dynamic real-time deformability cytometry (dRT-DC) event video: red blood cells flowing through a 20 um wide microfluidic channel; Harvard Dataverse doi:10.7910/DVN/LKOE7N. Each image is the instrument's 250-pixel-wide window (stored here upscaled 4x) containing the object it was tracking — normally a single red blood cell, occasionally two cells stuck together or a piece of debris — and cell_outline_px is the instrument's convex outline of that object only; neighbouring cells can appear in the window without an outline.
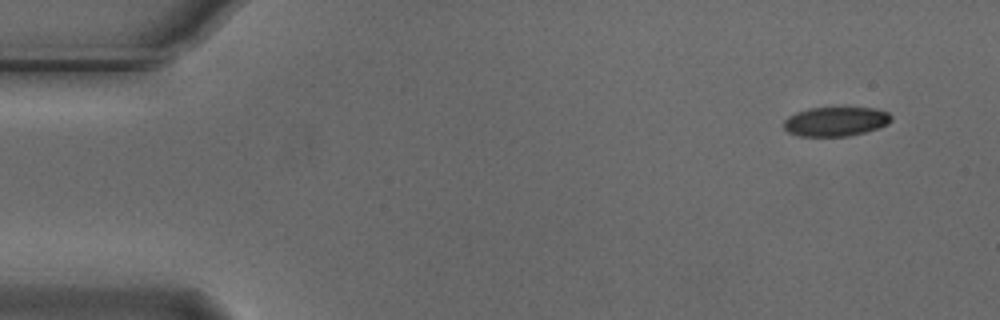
{"species": "Egyptian fruit bat (a non-hibernating species)", "species_latin": "Rousettus aegyptiacus", "temperature_condition": "cold", "stored_images_in_passage": 52, "camera_frame_rate_fps": 3000, "um_per_image_px": 0.085, "animal": {"sex": "male"}, "frame": {"image": 1, "passage_image": 1, "time_ms": 0.0, "image_size_px": [1000, 320], "cell_outline_px": [[892, 120], [888, 124], [864, 132], [848, 136], [800, 136], [788, 132], [784, 128], [784, 120], [788, 116], [796, 112], [808, 108], [872, 108], [888, 112], [892, 116]], "centroid_in_image_um": [71.02, 10.32], "position_along_channel_um": 14.0, "area_um2": 18.26}}
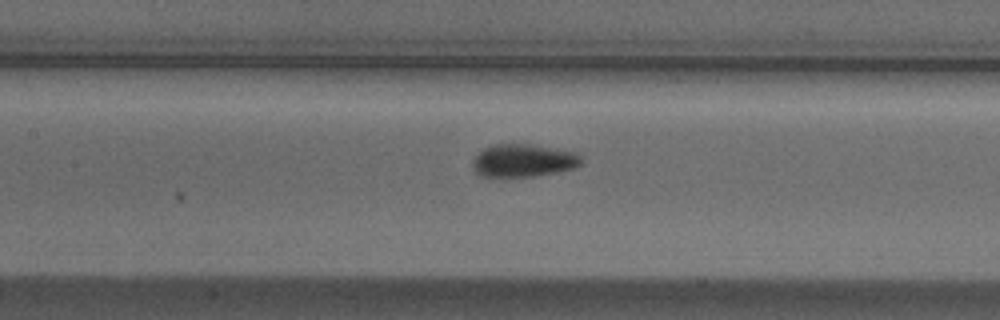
{"frame": {"image": 2, "passage_image": 22, "time_ms": 7.0, "image_size_px": [1000, 320], "cell_outline_px": [[580, 164], [572, 168], [556, 172], [532, 176], [480, 176], [476, 172], [472, 164], [472, 160], [484, 148], [496, 144], [528, 144], [576, 152], [580, 156]], "centroid_in_image_um": [44.45, 13.64], "position_along_channel_um": 162.9, "area_um2": 20.35}}
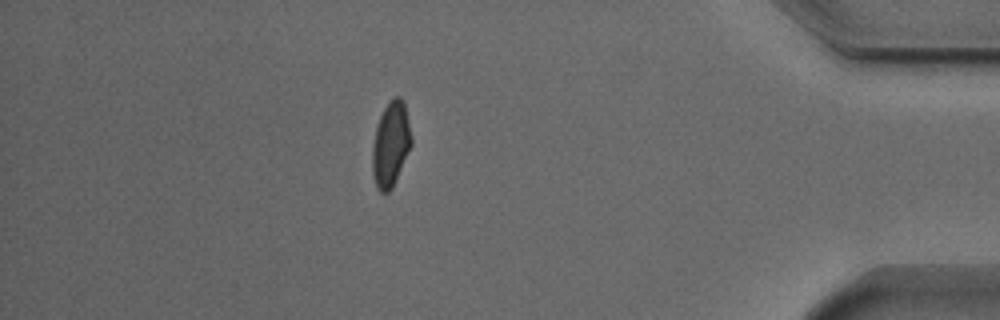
{"frame": {"image": 3, "passage_image": 45, "time_ms": 14.667, "image_size_px": [1000, 320], "cell_outline_px": [[412, 144], [392, 188], [388, 192], [380, 192], [376, 188], [372, 172], [372, 144], [376, 128], [380, 116], [388, 100], [396, 96], [400, 96], [404, 100], [412, 136]], "centroid_in_image_um": [33.21, 12.24], "position_along_channel_um": 402.0, "area_um2": 19.48}, "authors_computed_cell_mechanics": {"area_um2": 19.7676, "velocity_mm_per_s": 3.7073, "shape_relaxation_time_tau1_ms": 3.829, "shape_relaxation_time_tau2_ms": null, "deformation_change_tau1": 0.1172, "deformation_change_tau2": null}}